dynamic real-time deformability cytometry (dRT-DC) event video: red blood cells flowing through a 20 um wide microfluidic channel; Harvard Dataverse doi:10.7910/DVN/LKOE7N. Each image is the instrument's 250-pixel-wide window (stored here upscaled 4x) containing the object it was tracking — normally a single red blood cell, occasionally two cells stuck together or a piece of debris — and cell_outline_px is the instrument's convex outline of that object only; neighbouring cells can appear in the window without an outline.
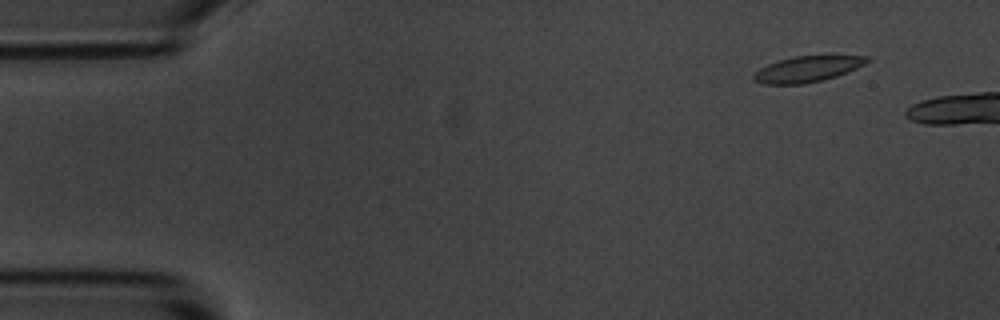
{"species": "common noctule bat (a hibernating species)", "species_latin": "Nyctalus noctula", "temperature_condition": "room temperature", "stored_images_in_passage": 3, "camera_frame_rate_fps": 3000, "um_per_image_px": 0.085, "animal": {"sex": "male", "body_mass_g": 20.1, "forearm_length_mm": 53.5}, "frame": {"image": 1, "passage_image": 2, "time_ms": 1.0, "image_size_px": [1000, 320], "cell_outline_px": [[872, 60], [848, 72], [836, 76], [804, 84], [764, 84], [752, 80], [752, 76], [760, 68], [768, 64], [792, 56], [872, 56]], "centroid_in_image_um": [68.63, 5.87], "position_along_channel_um": 16.4, "area_um2": 16.99}}